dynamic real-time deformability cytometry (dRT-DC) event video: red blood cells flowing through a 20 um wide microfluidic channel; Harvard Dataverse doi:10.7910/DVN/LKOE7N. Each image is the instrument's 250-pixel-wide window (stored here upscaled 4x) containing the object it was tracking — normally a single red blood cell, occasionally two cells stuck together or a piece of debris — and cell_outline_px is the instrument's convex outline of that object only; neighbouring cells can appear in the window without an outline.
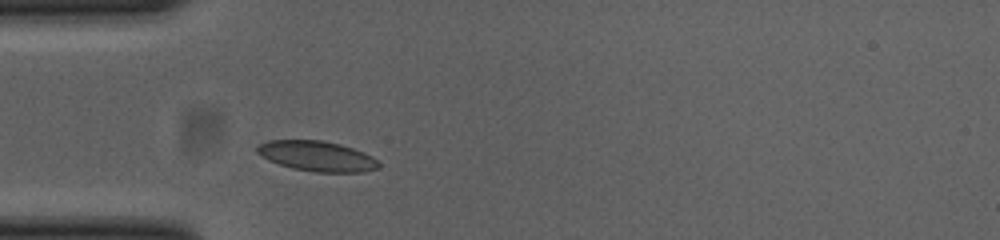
{"species": "common noctule bat (a hibernating species)", "species_latin": "Nyctalus noctula", "temperature_condition": "cold", "stored_images_in_passage": 29, "camera_frame_rate_fps": 3000, "um_per_image_px": 0.085, "animal": {"sex": "female", "body_mass_g": 23.0, "forearm_length_mm": 53.4}, "frame": {"image": 1, "passage_image": 1, "time_ms": 0.0, "image_size_px": [1000, 240], "cell_outline_px": [[380, 164], [376, 168], [360, 172], [316, 172], [292, 168], [268, 160], [256, 152], [256, 148], [260, 144], [268, 140], [320, 140], [340, 144], [364, 152], [372, 156]], "centroid_in_image_um": [26.92, 13.26], "position_along_channel_um": 58.1, "area_um2": 21.21}}
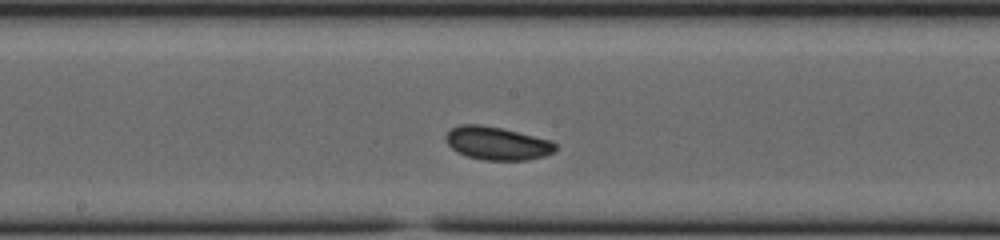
{"frame": {"image": 2, "passage_image": 13, "time_ms": 4.0, "image_size_px": [1000, 240], "cell_outline_px": [[556, 152], [544, 156], [528, 160], [484, 160], [468, 156], [452, 148], [444, 140], [444, 136], [452, 128], [460, 124], [480, 124], [500, 128], [548, 140], [556, 144]], "centroid_in_image_um": [42.24, 12.18], "position_along_channel_um": 206.0, "area_um2": 20.92}}
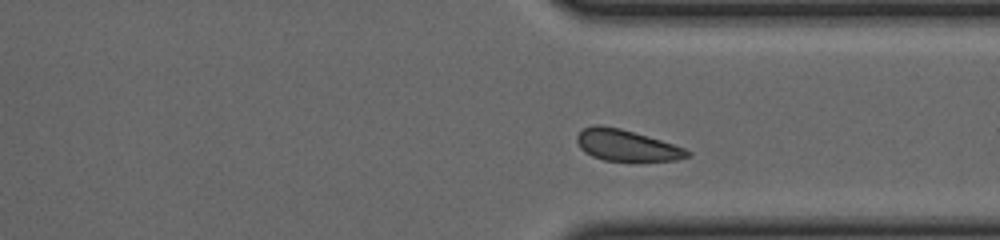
{"frame": {"image": 3, "passage_image": 25, "time_ms": 8.0, "image_size_px": [1000, 240], "cell_outline_px": [[692, 156], [676, 160], [604, 160], [592, 156], [584, 152], [580, 148], [576, 140], [576, 136], [584, 128], [592, 124], [600, 124], [620, 128], [648, 136], [684, 148], [692, 152]], "centroid_in_image_um": [53.23, 12.34], "position_along_channel_um": 358.2, "area_um2": 20.0}, "authors_computed_cell_mechanics": {"area_um2": 20.808, "velocity_mm_per_s": 3.7919, "shape_relaxation_time_tau1_ms": 2.3086, "shape_relaxation_time_tau2_ms": null, "deformation_change_tau1": 0.0726, "deformation_change_tau2": null}}